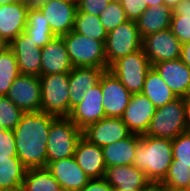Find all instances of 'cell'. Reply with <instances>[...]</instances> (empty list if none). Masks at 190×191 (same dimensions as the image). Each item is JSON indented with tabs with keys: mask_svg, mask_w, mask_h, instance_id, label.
<instances>
[{
	"mask_svg": "<svg viewBox=\"0 0 190 191\" xmlns=\"http://www.w3.org/2000/svg\"><path fill=\"white\" fill-rule=\"evenodd\" d=\"M56 118L42 111L27 112L13 130L17 157L28 169L47 166L48 134Z\"/></svg>",
	"mask_w": 190,
	"mask_h": 191,
	"instance_id": "obj_1",
	"label": "cell"
},
{
	"mask_svg": "<svg viewBox=\"0 0 190 191\" xmlns=\"http://www.w3.org/2000/svg\"><path fill=\"white\" fill-rule=\"evenodd\" d=\"M172 161V140L141 135L133 165L143 171L149 181L162 182Z\"/></svg>",
	"mask_w": 190,
	"mask_h": 191,
	"instance_id": "obj_2",
	"label": "cell"
},
{
	"mask_svg": "<svg viewBox=\"0 0 190 191\" xmlns=\"http://www.w3.org/2000/svg\"><path fill=\"white\" fill-rule=\"evenodd\" d=\"M73 67H96L108 70L105 45L73 30L61 36Z\"/></svg>",
	"mask_w": 190,
	"mask_h": 191,
	"instance_id": "obj_3",
	"label": "cell"
},
{
	"mask_svg": "<svg viewBox=\"0 0 190 191\" xmlns=\"http://www.w3.org/2000/svg\"><path fill=\"white\" fill-rule=\"evenodd\" d=\"M188 130L183 98H176L174 101L156 108L145 135L173 140Z\"/></svg>",
	"mask_w": 190,
	"mask_h": 191,
	"instance_id": "obj_4",
	"label": "cell"
},
{
	"mask_svg": "<svg viewBox=\"0 0 190 191\" xmlns=\"http://www.w3.org/2000/svg\"><path fill=\"white\" fill-rule=\"evenodd\" d=\"M82 130L68 117H57L50 126L47 141V163L73 157Z\"/></svg>",
	"mask_w": 190,
	"mask_h": 191,
	"instance_id": "obj_5",
	"label": "cell"
},
{
	"mask_svg": "<svg viewBox=\"0 0 190 191\" xmlns=\"http://www.w3.org/2000/svg\"><path fill=\"white\" fill-rule=\"evenodd\" d=\"M41 111L56 117H67L70 113L69 73L40 76Z\"/></svg>",
	"mask_w": 190,
	"mask_h": 191,
	"instance_id": "obj_6",
	"label": "cell"
},
{
	"mask_svg": "<svg viewBox=\"0 0 190 191\" xmlns=\"http://www.w3.org/2000/svg\"><path fill=\"white\" fill-rule=\"evenodd\" d=\"M152 65L143 48L118 58L109 69L131 94L141 93L146 75Z\"/></svg>",
	"mask_w": 190,
	"mask_h": 191,
	"instance_id": "obj_7",
	"label": "cell"
},
{
	"mask_svg": "<svg viewBox=\"0 0 190 191\" xmlns=\"http://www.w3.org/2000/svg\"><path fill=\"white\" fill-rule=\"evenodd\" d=\"M105 56L110 66L118 58L142 48V39L135 21L127 20L107 34Z\"/></svg>",
	"mask_w": 190,
	"mask_h": 191,
	"instance_id": "obj_8",
	"label": "cell"
},
{
	"mask_svg": "<svg viewBox=\"0 0 190 191\" xmlns=\"http://www.w3.org/2000/svg\"><path fill=\"white\" fill-rule=\"evenodd\" d=\"M6 96L24 113L41 111V83L39 76L20 74Z\"/></svg>",
	"mask_w": 190,
	"mask_h": 191,
	"instance_id": "obj_9",
	"label": "cell"
},
{
	"mask_svg": "<svg viewBox=\"0 0 190 191\" xmlns=\"http://www.w3.org/2000/svg\"><path fill=\"white\" fill-rule=\"evenodd\" d=\"M181 46L170 28L142 39V48L151 65L180 58Z\"/></svg>",
	"mask_w": 190,
	"mask_h": 191,
	"instance_id": "obj_10",
	"label": "cell"
},
{
	"mask_svg": "<svg viewBox=\"0 0 190 191\" xmlns=\"http://www.w3.org/2000/svg\"><path fill=\"white\" fill-rule=\"evenodd\" d=\"M101 90L105 117L121 118L132 94L110 70H105L101 76Z\"/></svg>",
	"mask_w": 190,
	"mask_h": 191,
	"instance_id": "obj_11",
	"label": "cell"
},
{
	"mask_svg": "<svg viewBox=\"0 0 190 191\" xmlns=\"http://www.w3.org/2000/svg\"><path fill=\"white\" fill-rule=\"evenodd\" d=\"M102 96L100 78L97 85L86 90L84 98L71 109L67 117L81 130L103 119L105 117V112L102 105Z\"/></svg>",
	"mask_w": 190,
	"mask_h": 191,
	"instance_id": "obj_12",
	"label": "cell"
},
{
	"mask_svg": "<svg viewBox=\"0 0 190 191\" xmlns=\"http://www.w3.org/2000/svg\"><path fill=\"white\" fill-rule=\"evenodd\" d=\"M131 132L121 118L104 117L82 130V136L99 147L127 138Z\"/></svg>",
	"mask_w": 190,
	"mask_h": 191,
	"instance_id": "obj_13",
	"label": "cell"
},
{
	"mask_svg": "<svg viewBox=\"0 0 190 191\" xmlns=\"http://www.w3.org/2000/svg\"><path fill=\"white\" fill-rule=\"evenodd\" d=\"M55 36L61 37L74 29L77 5L65 0H49L39 8Z\"/></svg>",
	"mask_w": 190,
	"mask_h": 191,
	"instance_id": "obj_14",
	"label": "cell"
},
{
	"mask_svg": "<svg viewBox=\"0 0 190 191\" xmlns=\"http://www.w3.org/2000/svg\"><path fill=\"white\" fill-rule=\"evenodd\" d=\"M155 110L153 103L145 95L132 94L121 119L132 134L143 135L149 129Z\"/></svg>",
	"mask_w": 190,
	"mask_h": 191,
	"instance_id": "obj_15",
	"label": "cell"
},
{
	"mask_svg": "<svg viewBox=\"0 0 190 191\" xmlns=\"http://www.w3.org/2000/svg\"><path fill=\"white\" fill-rule=\"evenodd\" d=\"M16 57L20 74L41 76V48L20 33L8 46Z\"/></svg>",
	"mask_w": 190,
	"mask_h": 191,
	"instance_id": "obj_16",
	"label": "cell"
},
{
	"mask_svg": "<svg viewBox=\"0 0 190 191\" xmlns=\"http://www.w3.org/2000/svg\"><path fill=\"white\" fill-rule=\"evenodd\" d=\"M46 168L59 182L63 191H79L91 179L74 157L48 162Z\"/></svg>",
	"mask_w": 190,
	"mask_h": 191,
	"instance_id": "obj_17",
	"label": "cell"
},
{
	"mask_svg": "<svg viewBox=\"0 0 190 191\" xmlns=\"http://www.w3.org/2000/svg\"><path fill=\"white\" fill-rule=\"evenodd\" d=\"M177 98L190 94V68L180 58L152 65Z\"/></svg>",
	"mask_w": 190,
	"mask_h": 191,
	"instance_id": "obj_18",
	"label": "cell"
},
{
	"mask_svg": "<svg viewBox=\"0 0 190 191\" xmlns=\"http://www.w3.org/2000/svg\"><path fill=\"white\" fill-rule=\"evenodd\" d=\"M28 7L22 0L0 5V37L9 45L27 25Z\"/></svg>",
	"mask_w": 190,
	"mask_h": 191,
	"instance_id": "obj_19",
	"label": "cell"
},
{
	"mask_svg": "<svg viewBox=\"0 0 190 191\" xmlns=\"http://www.w3.org/2000/svg\"><path fill=\"white\" fill-rule=\"evenodd\" d=\"M41 52V76L70 73L73 69L62 37L56 36L41 48Z\"/></svg>",
	"mask_w": 190,
	"mask_h": 191,
	"instance_id": "obj_20",
	"label": "cell"
},
{
	"mask_svg": "<svg viewBox=\"0 0 190 191\" xmlns=\"http://www.w3.org/2000/svg\"><path fill=\"white\" fill-rule=\"evenodd\" d=\"M114 189L142 191L150 182L143 171L134 165L106 167L103 177Z\"/></svg>",
	"mask_w": 190,
	"mask_h": 191,
	"instance_id": "obj_21",
	"label": "cell"
},
{
	"mask_svg": "<svg viewBox=\"0 0 190 191\" xmlns=\"http://www.w3.org/2000/svg\"><path fill=\"white\" fill-rule=\"evenodd\" d=\"M73 157L91 178H103L106 165L102 147L92 144L83 136L78 140Z\"/></svg>",
	"mask_w": 190,
	"mask_h": 191,
	"instance_id": "obj_22",
	"label": "cell"
},
{
	"mask_svg": "<svg viewBox=\"0 0 190 191\" xmlns=\"http://www.w3.org/2000/svg\"><path fill=\"white\" fill-rule=\"evenodd\" d=\"M104 71L96 67H73L69 73L70 111L81 102L87 89L99 83Z\"/></svg>",
	"mask_w": 190,
	"mask_h": 191,
	"instance_id": "obj_23",
	"label": "cell"
},
{
	"mask_svg": "<svg viewBox=\"0 0 190 191\" xmlns=\"http://www.w3.org/2000/svg\"><path fill=\"white\" fill-rule=\"evenodd\" d=\"M141 135L130 134L127 138L103 146V156L106 167L117 165H133L137 144Z\"/></svg>",
	"mask_w": 190,
	"mask_h": 191,
	"instance_id": "obj_24",
	"label": "cell"
},
{
	"mask_svg": "<svg viewBox=\"0 0 190 191\" xmlns=\"http://www.w3.org/2000/svg\"><path fill=\"white\" fill-rule=\"evenodd\" d=\"M172 15L173 10L165 4L147 7L146 11L135 21L141 39L170 28Z\"/></svg>",
	"mask_w": 190,
	"mask_h": 191,
	"instance_id": "obj_25",
	"label": "cell"
},
{
	"mask_svg": "<svg viewBox=\"0 0 190 191\" xmlns=\"http://www.w3.org/2000/svg\"><path fill=\"white\" fill-rule=\"evenodd\" d=\"M141 93L153 103L155 108L162 107L177 98L153 67L146 75Z\"/></svg>",
	"mask_w": 190,
	"mask_h": 191,
	"instance_id": "obj_26",
	"label": "cell"
},
{
	"mask_svg": "<svg viewBox=\"0 0 190 191\" xmlns=\"http://www.w3.org/2000/svg\"><path fill=\"white\" fill-rule=\"evenodd\" d=\"M27 169L18 157L0 160V191H21Z\"/></svg>",
	"mask_w": 190,
	"mask_h": 191,
	"instance_id": "obj_27",
	"label": "cell"
},
{
	"mask_svg": "<svg viewBox=\"0 0 190 191\" xmlns=\"http://www.w3.org/2000/svg\"><path fill=\"white\" fill-rule=\"evenodd\" d=\"M24 32L40 48L56 37L49 22L45 20L39 9H28L27 25Z\"/></svg>",
	"mask_w": 190,
	"mask_h": 191,
	"instance_id": "obj_28",
	"label": "cell"
},
{
	"mask_svg": "<svg viewBox=\"0 0 190 191\" xmlns=\"http://www.w3.org/2000/svg\"><path fill=\"white\" fill-rule=\"evenodd\" d=\"M21 191H63V189L46 167H39L27 169Z\"/></svg>",
	"mask_w": 190,
	"mask_h": 191,
	"instance_id": "obj_29",
	"label": "cell"
},
{
	"mask_svg": "<svg viewBox=\"0 0 190 191\" xmlns=\"http://www.w3.org/2000/svg\"><path fill=\"white\" fill-rule=\"evenodd\" d=\"M73 31L95 41H100L104 44L106 42L107 32L99 16L88 13H76Z\"/></svg>",
	"mask_w": 190,
	"mask_h": 191,
	"instance_id": "obj_30",
	"label": "cell"
},
{
	"mask_svg": "<svg viewBox=\"0 0 190 191\" xmlns=\"http://www.w3.org/2000/svg\"><path fill=\"white\" fill-rule=\"evenodd\" d=\"M20 75L14 52L7 47L0 52V96H5L13 81Z\"/></svg>",
	"mask_w": 190,
	"mask_h": 191,
	"instance_id": "obj_31",
	"label": "cell"
},
{
	"mask_svg": "<svg viewBox=\"0 0 190 191\" xmlns=\"http://www.w3.org/2000/svg\"><path fill=\"white\" fill-rule=\"evenodd\" d=\"M162 182L172 191H190V165L177 164V160H173Z\"/></svg>",
	"mask_w": 190,
	"mask_h": 191,
	"instance_id": "obj_32",
	"label": "cell"
},
{
	"mask_svg": "<svg viewBox=\"0 0 190 191\" xmlns=\"http://www.w3.org/2000/svg\"><path fill=\"white\" fill-rule=\"evenodd\" d=\"M24 112L6 95L0 96V126L6 130H14Z\"/></svg>",
	"mask_w": 190,
	"mask_h": 191,
	"instance_id": "obj_33",
	"label": "cell"
},
{
	"mask_svg": "<svg viewBox=\"0 0 190 191\" xmlns=\"http://www.w3.org/2000/svg\"><path fill=\"white\" fill-rule=\"evenodd\" d=\"M99 18L107 34L128 20L119 0H112Z\"/></svg>",
	"mask_w": 190,
	"mask_h": 191,
	"instance_id": "obj_34",
	"label": "cell"
},
{
	"mask_svg": "<svg viewBox=\"0 0 190 191\" xmlns=\"http://www.w3.org/2000/svg\"><path fill=\"white\" fill-rule=\"evenodd\" d=\"M172 154L177 164L190 165V130L172 140Z\"/></svg>",
	"mask_w": 190,
	"mask_h": 191,
	"instance_id": "obj_35",
	"label": "cell"
},
{
	"mask_svg": "<svg viewBox=\"0 0 190 191\" xmlns=\"http://www.w3.org/2000/svg\"><path fill=\"white\" fill-rule=\"evenodd\" d=\"M170 30L181 44L190 42V14H173Z\"/></svg>",
	"mask_w": 190,
	"mask_h": 191,
	"instance_id": "obj_36",
	"label": "cell"
},
{
	"mask_svg": "<svg viewBox=\"0 0 190 191\" xmlns=\"http://www.w3.org/2000/svg\"><path fill=\"white\" fill-rule=\"evenodd\" d=\"M9 157H17L15 135L12 130L0 132V160H9Z\"/></svg>",
	"mask_w": 190,
	"mask_h": 191,
	"instance_id": "obj_37",
	"label": "cell"
},
{
	"mask_svg": "<svg viewBox=\"0 0 190 191\" xmlns=\"http://www.w3.org/2000/svg\"><path fill=\"white\" fill-rule=\"evenodd\" d=\"M111 1L112 0H80L77 5V13H88L100 17Z\"/></svg>",
	"mask_w": 190,
	"mask_h": 191,
	"instance_id": "obj_38",
	"label": "cell"
},
{
	"mask_svg": "<svg viewBox=\"0 0 190 191\" xmlns=\"http://www.w3.org/2000/svg\"><path fill=\"white\" fill-rule=\"evenodd\" d=\"M128 20L136 21L147 9L142 0H119Z\"/></svg>",
	"mask_w": 190,
	"mask_h": 191,
	"instance_id": "obj_39",
	"label": "cell"
},
{
	"mask_svg": "<svg viewBox=\"0 0 190 191\" xmlns=\"http://www.w3.org/2000/svg\"><path fill=\"white\" fill-rule=\"evenodd\" d=\"M79 191H114V188L104 178H94Z\"/></svg>",
	"mask_w": 190,
	"mask_h": 191,
	"instance_id": "obj_40",
	"label": "cell"
},
{
	"mask_svg": "<svg viewBox=\"0 0 190 191\" xmlns=\"http://www.w3.org/2000/svg\"><path fill=\"white\" fill-rule=\"evenodd\" d=\"M142 191H172L163 182L150 181Z\"/></svg>",
	"mask_w": 190,
	"mask_h": 191,
	"instance_id": "obj_41",
	"label": "cell"
},
{
	"mask_svg": "<svg viewBox=\"0 0 190 191\" xmlns=\"http://www.w3.org/2000/svg\"><path fill=\"white\" fill-rule=\"evenodd\" d=\"M180 60L190 68V42L182 44Z\"/></svg>",
	"mask_w": 190,
	"mask_h": 191,
	"instance_id": "obj_42",
	"label": "cell"
},
{
	"mask_svg": "<svg viewBox=\"0 0 190 191\" xmlns=\"http://www.w3.org/2000/svg\"><path fill=\"white\" fill-rule=\"evenodd\" d=\"M173 14H190V0H181L173 9Z\"/></svg>",
	"mask_w": 190,
	"mask_h": 191,
	"instance_id": "obj_43",
	"label": "cell"
},
{
	"mask_svg": "<svg viewBox=\"0 0 190 191\" xmlns=\"http://www.w3.org/2000/svg\"><path fill=\"white\" fill-rule=\"evenodd\" d=\"M28 9H39L44 6L49 0H22Z\"/></svg>",
	"mask_w": 190,
	"mask_h": 191,
	"instance_id": "obj_44",
	"label": "cell"
},
{
	"mask_svg": "<svg viewBox=\"0 0 190 191\" xmlns=\"http://www.w3.org/2000/svg\"><path fill=\"white\" fill-rule=\"evenodd\" d=\"M186 121L190 130V94L183 97Z\"/></svg>",
	"mask_w": 190,
	"mask_h": 191,
	"instance_id": "obj_45",
	"label": "cell"
},
{
	"mask_svg": "<svg viewBox=\"0 0 190 191\" xmlns=\"http://www.w3.org/2000/svg\"><path fill=\"white\" fill-rule=\"evenodd\" d=\"M142 1L147 5V7H154L164 4V0H142Z\"/></svg>",
	"mask_w": 190,
	"mask_h": 191,
	"instance_id": "obj_46",
	"label": "cell"
},
{
	"mask_svg": "<svg viewBox=\"0 0 190 191\" xmlns=\"http://www.w3.org/2000/svg\"><path fill=\"white\" fill-rule=\"evenodd\" d=\"M181 0H164V4L172 10L180 3Z\"/></svg>",
	"mask_w": 190,
	"mask_h": 191,
	"instance_id": "obj_47",
	"label": "cell"
},
{
	"mask_svg": "<svg viewBox=\"0 0 190 191\" xmlns=\"http://www.w3.org/2000/svg\"><path fill=\"white\" fill-rule=\"evenodd\" d=\"M9 45L0 37V52H3Z\"/></svg>",
	"mask_w": 190,
	"mask_h": 191,
	"instance_id": "obj_48",
	"label": "cell"
},
{
	"mask_svg": "<svg viewBox=\"0 0 190 191\" xmlns=\"http://www.w3.org/2000/svg\"><path fill=\"white\" fill-rule=\"evenodd\" d=\"M18 1H20V0H0V5L12 4V3H15Z\"/></svg>",
	"mask_w": 190,
	"mask_h": 191,
	"instance_id": "obj_49",
	"label": "cell"
},
{
	"mask_svg": "<svg viewBox=\"0 0 190 191\" xmlns=\"http://www.w3.org/2000/svg\"><path fill=\"white\" fill-rule=\"evenodd\" d=\"M65 1H69L71 3H74V4L78 5L80 0H65Z\"/></svg>",
	"mask_w": 190,
	"mask_h": 191,
	"instance_id": "obj_50",
	"label": "cell"
},
{
	"mask_svg": "<svg viewBox=\"0 0 190 191\" xmlns=\"http://www.w3.org/2000/svg\"><path fill=\"white\" fill-rule=\"evenodd\" d=\"M114 191H126V190L114 189Z\"/></svg>",
	"mask_w": 190,
	"mask_h": 191,
	"instance_id": "obj_51",
	"label": "cell"
}]
</instances>
